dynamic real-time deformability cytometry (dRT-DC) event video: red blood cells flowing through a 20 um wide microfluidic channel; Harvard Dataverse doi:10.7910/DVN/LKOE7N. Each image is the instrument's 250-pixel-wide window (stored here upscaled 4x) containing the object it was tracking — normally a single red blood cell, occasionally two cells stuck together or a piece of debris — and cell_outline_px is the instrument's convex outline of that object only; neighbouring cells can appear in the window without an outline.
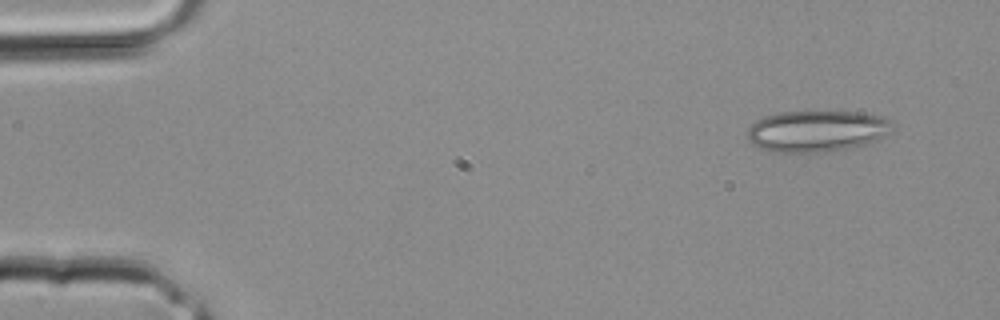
{"species": "common noctule bat (a hibernating species)", "species_latin": "Nyctalus noctula", "temperature_condition": "room temperature", "stored_images_in_passage": 4, "camera_frame_rate_fps": 3000, "um_per_image_px": 0.085, "animal": {"sex": "male", "body_mass_g": 20.4}, "frame": {"image": 1, "passage_image": 1, "time_ms": 0.0, "image_size_px": [1000, 320], "cell_outline_px": [[896, 124], [884, 136], [872, 144], [824, 152], [776, 152], [760, 148], [752, 144], [748, 140], [748, 128], [756, 120], [764, 116], [780, 112], [860, 112], [884, 116]], "centroid_in_image_um": [69.48, 11.14], "position_along_channel_um": 15.5, "area_um2": 35.26}}